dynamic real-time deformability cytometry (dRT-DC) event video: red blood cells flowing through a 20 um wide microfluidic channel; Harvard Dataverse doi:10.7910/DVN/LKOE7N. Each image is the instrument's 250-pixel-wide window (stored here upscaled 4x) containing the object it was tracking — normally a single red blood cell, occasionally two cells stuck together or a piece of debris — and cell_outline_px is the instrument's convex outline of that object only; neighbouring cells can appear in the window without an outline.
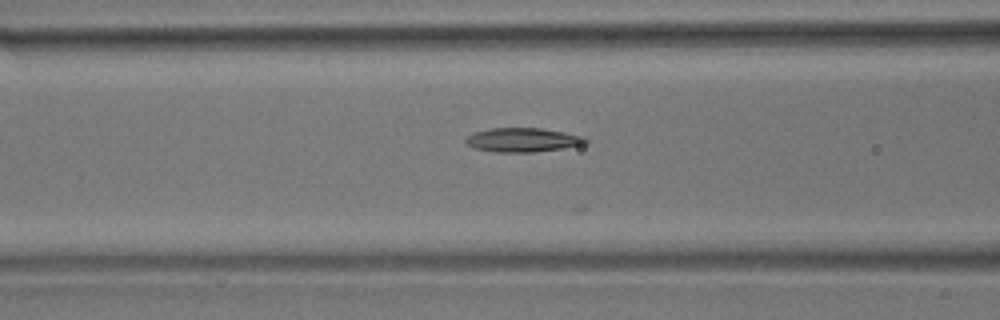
{"species": "common noctule bat (a hibernating species)", "species_latin": "Nyctalus noctula", "temperature_condition": "room temperature", "stored_images_in_passage": 13, "camera_frame_rate_fps": 3000, "um_per_image_px": 0.085, "animal": {"sex": "male", "body_mass_g": 17.9}, "frame": {"image": 1, "passage_image": 7, "time_ms": 2.0, "image_size_px": [1000, 320], "cell_outline_px": [[588, 140], [584, 144], [564, 148], [532, 152], [492, 152], [476, 148], [468, 144], [464, 140], [472, 132], [492, 128], [540, 128], [584, 136]], "centroid_in_image_um": [44.42, 11.89], "position_along_channel_um": 122.2, "area_um2": 16.7}}